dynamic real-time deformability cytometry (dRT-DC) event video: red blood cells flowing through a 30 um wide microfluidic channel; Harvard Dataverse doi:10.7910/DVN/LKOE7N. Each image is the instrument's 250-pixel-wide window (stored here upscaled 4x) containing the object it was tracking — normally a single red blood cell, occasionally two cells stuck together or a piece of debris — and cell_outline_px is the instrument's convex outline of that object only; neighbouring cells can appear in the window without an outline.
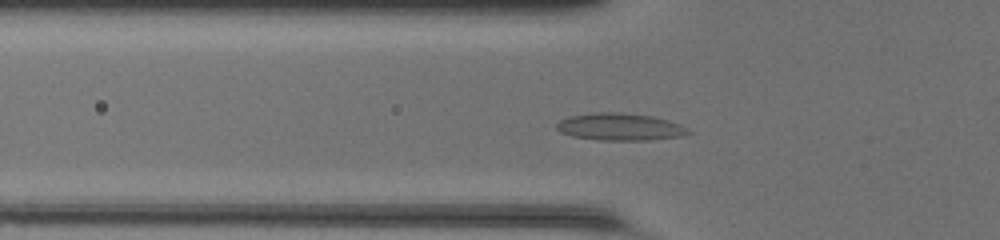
{"species": "common noctule bat (a hibernating species)", "species_latin": "Nyctalus noctula", "temperature_condition": "room temperature", "stored_images_in_passage": 43, "camera_frame_rate_fps": 3000, "um_per_image_px": 0.085, "animal": {"sex": "female", "body_mass_g": 20.0, "forearm_length_mm": 54.0}, "frame": {"image": 1, "passage_image": 12, "time_ms": 3.667, "image_size_px": [1000, 240], "cell_outline_px": [[692, 132], [680, 136], [648, 140], [600, 140], [572, 136], [560, 132], [556, 128], [556, 124], [560, 120], [568, 116], [600, 112], [620, 112], [652, 116], [668, 120], [680, 124], [688, 128]], "centroid_in_image_um": [52.69, 10.78], "position_along_channel_um": 73.1, "area_um2": 20.87}}
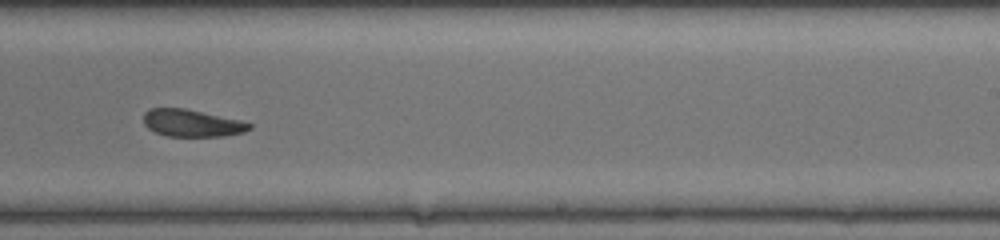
{"frame": {"image": 2, "passage_image": 26, "time_ms": 8.333, "image_size_px": [1000, 240], "cell_outline_px": [[252, 128], [244, 132], [224, 136], [168, 136], [156, 132], [148, 128], [144, 124], [144, 112], [148, 108], [184, 108], [240, 120], [252, 124]], "centroid_in_image_um": [16.3, 10.46], "position_along_channel_um": 272.7, "area_um2": 16.7}}
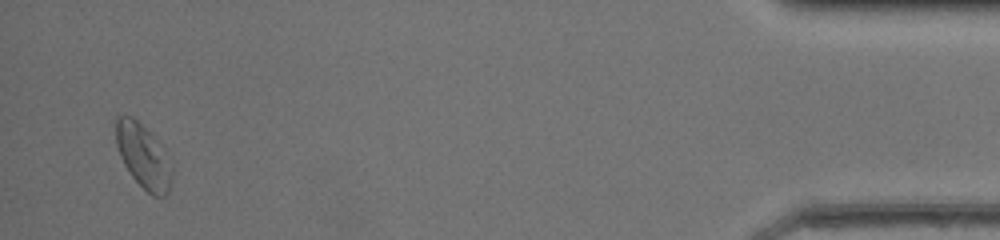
{"frame": {"image": 3, "passage_image": 42, "time_ms": 13.667, "image_size_px": [1000, 240], "cell_outline_px": [[172, 176], [168, 192], [164, 196], [152, 196], [132, 176], [124, 164], [120, 156], [116, 144], [112, 120], [116, 116], [132, 116], [152, 136], [172, 168]], "centroid_in_image_um": [12.09, 13.25], "position_along_channel_um": 423.1, "area_um2": 20.4}, "authors_computed_cell_mechanics": {"area_um2": 18.2648, "velocity_mm_per_s": 4.2839, "shape_relaxation_time_tau1_ms": 3.2855, "shape_relaxation_time_tau2_ms": 5.8667, "deformation_change_tau1": 0.1065, "deformation_change_tau2": 0.1297}}